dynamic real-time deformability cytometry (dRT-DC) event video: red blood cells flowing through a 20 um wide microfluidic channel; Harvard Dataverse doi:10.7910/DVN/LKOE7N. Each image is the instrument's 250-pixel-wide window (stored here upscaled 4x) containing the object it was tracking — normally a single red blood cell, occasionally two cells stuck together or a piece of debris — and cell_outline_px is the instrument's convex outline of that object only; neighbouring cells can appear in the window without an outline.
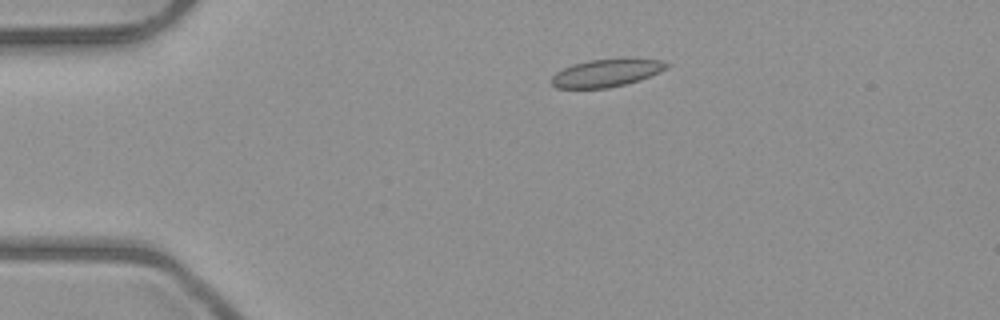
{"species": "common noctule bat (a hibernating species)", "species_latin": "Nyctalus noctula", "temperature_condition": "room temperature", "stored_images_in_passage": 4, "camera_frame_rate_fps": 3000, "um_per_image_px": 0.085, "animal": {"sex": "male", "body_mass_g": 23.1, "forearm_length_mm": 52.7}, "frame": {"image": 1, "passage_image": 1, "time_ms": 0.0, "image_size_px": [1000, 320], "cell_outline_px": [[668, 68], [640, 80], [608, 88], [556, 88], [552, 84], [552, 76], [556, 72], [572, 64], [588, 60], [632, 56], [660, 60], [668, 64]], "centroid_in_image_um": [51.58, 6.16], "position_along_channel_um": 33.4, "area_um2": 19.02}}
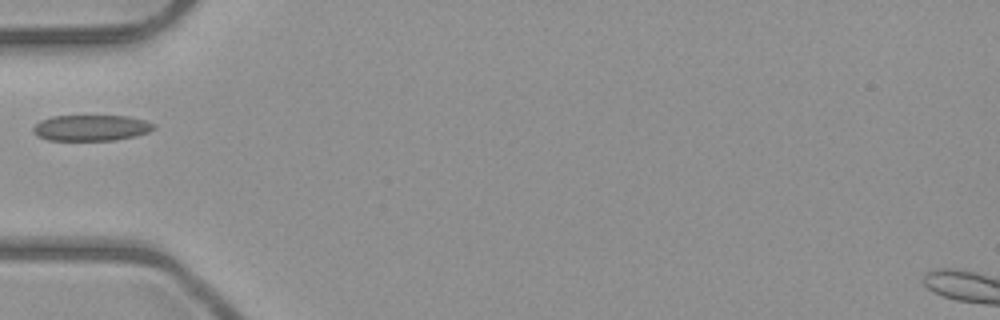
{"frame": {"image": 2, "passage_image": 3, "time_ms": 2.333, "image_size_px": [1000, 320], "cell_outline_px": [[156, 128], [148, 132], [136, 136], [112, 140], [48, 140], [36, 136], [32, 132], [32, 128], [40, 120], [52, 116], [128, 116], [144, 120], [156, 124]], "centroid_in_image_um": [7.73, 10.86], "position_along_channel_um": 77.3, "area_um2": 18.32}}
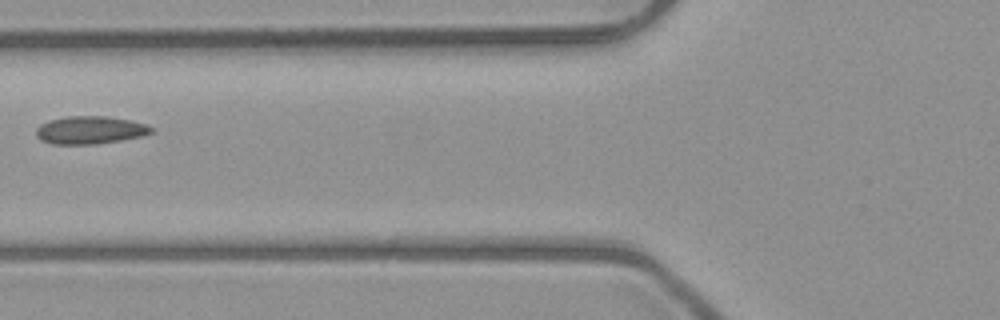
{"frame": {"image": 3, "passage_image": 4, "time_ms": 3.333, "image_size_px": [1000, 320], "cell_outline_px": [[152, 132], [140, 136], [120, 140], [96, 144], [52, 144], [40, 140], [36, 136], [36, 128], [40, 124], [48, 120], [68, 116], [108, 116], [132, 120], [148, 124], [152, 128]], "centroid_in_image_um": [7.63, 11.04], "position_along_channel_um": 118.2, "area_um2": 18.79}}